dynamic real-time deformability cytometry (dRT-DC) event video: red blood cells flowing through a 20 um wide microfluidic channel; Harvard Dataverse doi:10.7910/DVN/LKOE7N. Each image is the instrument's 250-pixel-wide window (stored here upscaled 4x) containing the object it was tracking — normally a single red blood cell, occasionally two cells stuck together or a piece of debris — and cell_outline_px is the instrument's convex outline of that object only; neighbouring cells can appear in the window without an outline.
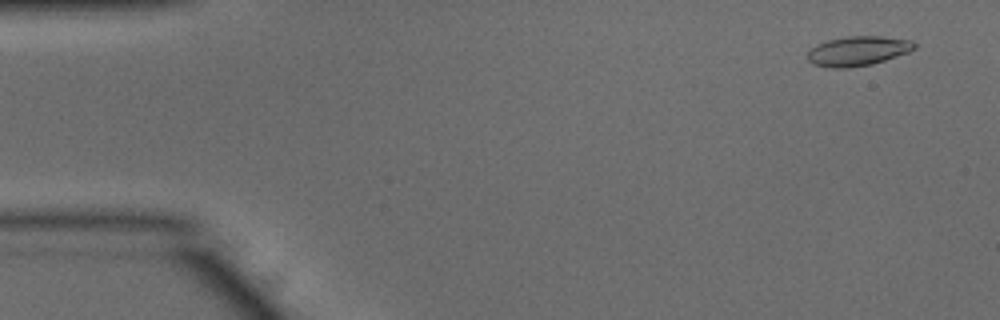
{"species": "common noctule bat (a hibernating species)", "species_latin": "Nyctalus noctula", "temperature_condition": "warm", "stored_images_in_passage": 51, "camera_frame_rate_fps": 3000, "um_per_image_px": 0.085, "animal": {"sex": "male", "body_mass_g": 15.6}, "frame": {"image": 1, "passage_image": 3, "time_ms": 0.667, "image_size_px": [1000, 320], "cell_outline_px": [[916, 48], [908, 52], [872, 64], [848, 68], [832, 68], [812, 64], [808, 60], [808, 52], [816, 44], [828, 40], [848, 36], [880, 36], [912, 40], [916, 44]], "centroid_in_image_um": [72.92, 4.33], "position_along_channel_um": 12.1, "area_um2": 18.38}}
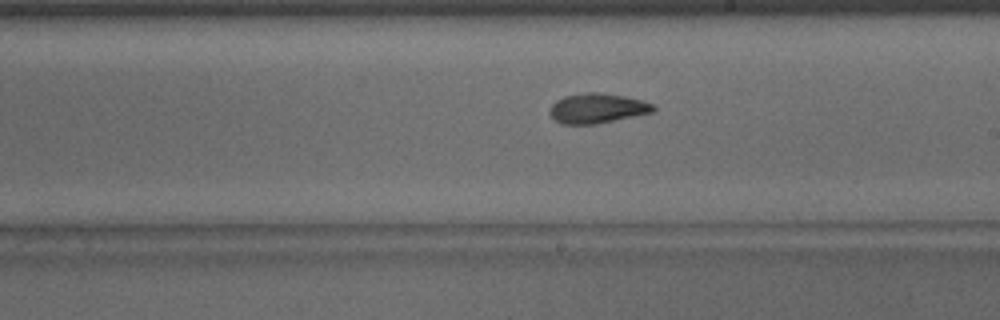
{"frame": {"image": 2, "passage_image": 29, "time_ms": 9.333, "image_size_px": [1000, 320], "cell_outline_px": [[656, 108], [652, 112], [596, 124], [560, 124], [548, 112], [548, 108], [556, 100], [564, 96], [588, 92], [600, 92], [624, 96], [640, 100], [652, 104]], "centroid_in_image_um": [50.71, 9.2], "position_along_channel_um": 238.3, "area_um2": 17.92}}
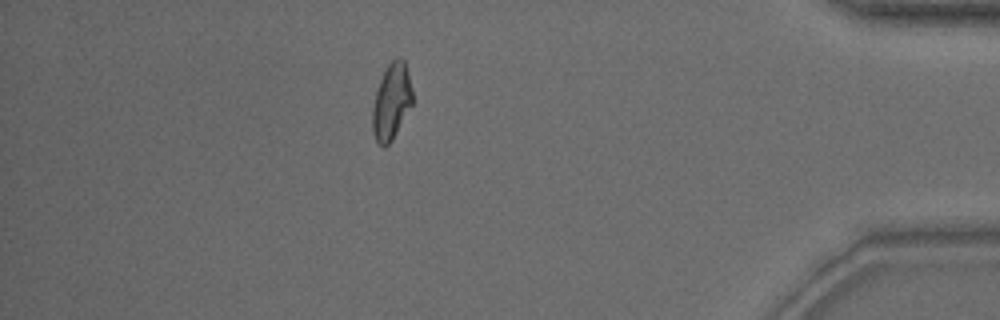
{"frame": {"image": 3, "passage_image": 45, "time_ms": 14.667, "image_size_px": [1000, 320], "cell_outline_px": [[412, 104], [392, 140], [384, 148], [376, 140], [372, 132], [372, 108], [376, 92], [380, 80], [388, 64], [396, 56], [400, 56], [404, 60], [412, 92]], "centroid_in_image_um": [33.26, 8.64], "position_along_channel_um": 401.9, "area_um2": 17.51}}